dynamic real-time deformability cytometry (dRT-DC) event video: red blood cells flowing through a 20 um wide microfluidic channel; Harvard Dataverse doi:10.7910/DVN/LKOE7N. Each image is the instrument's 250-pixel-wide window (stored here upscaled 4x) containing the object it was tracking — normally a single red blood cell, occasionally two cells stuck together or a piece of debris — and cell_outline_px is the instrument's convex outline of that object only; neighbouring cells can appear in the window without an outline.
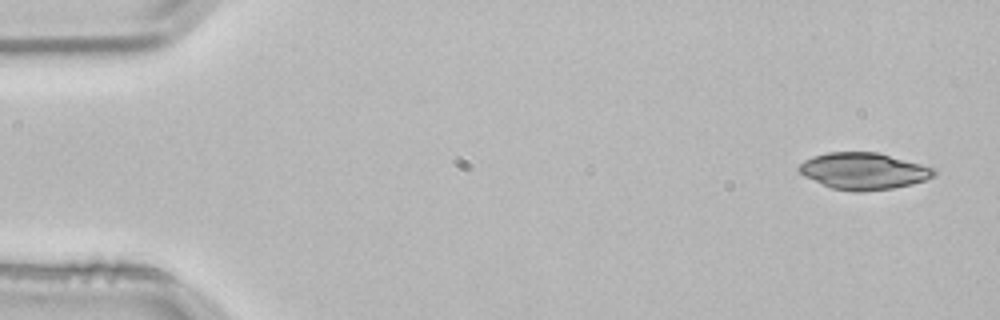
{"species": "common noctule bat (a hibernating species)", "species_latin": "Nyctalus noctula", "temperature_condition": "room temperature", "stored_images_in_passage": 3, "camera_frame_rate_fps": 3000, "um_per_image_px": 0.085, "animal": {"sex": "male", "body_mass_g": 21.5, "forearm_length_mm": 52.0}, "frame": {"image": 1, "passage_image": 1, "time_ms": 0.0, "image_size_px": [1000, 320], "cell_outline_px": [[936, 176], [912, 184], [892, 188], [860, 192], [852, 192], [832, 188], [804, 176], [796, 168], [804, 160], [812, 156], [828, 152], [880, 152], [936, 168]], "centroid_in_image_um": [73.42, 14.53], "position_along_channel_um": 11.6, "area_um2": 29.07}}